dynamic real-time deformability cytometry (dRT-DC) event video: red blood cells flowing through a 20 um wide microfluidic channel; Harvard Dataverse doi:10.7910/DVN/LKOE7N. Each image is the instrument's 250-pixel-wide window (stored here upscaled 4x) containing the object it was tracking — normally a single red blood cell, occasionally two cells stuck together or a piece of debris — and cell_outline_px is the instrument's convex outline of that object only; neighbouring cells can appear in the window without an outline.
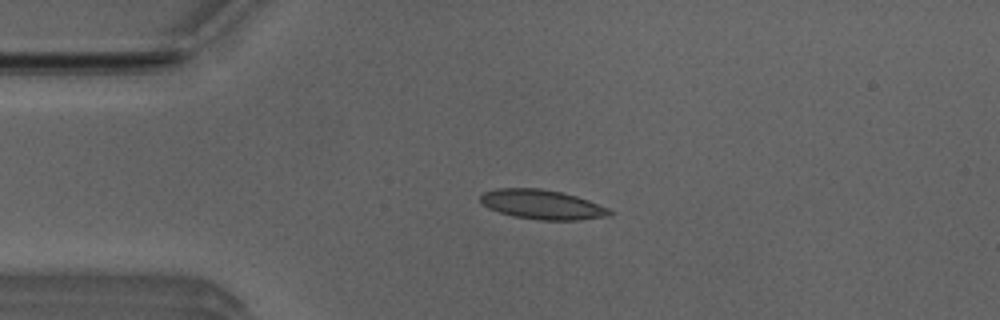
{"species": "Egyptian fruit bat (a non-hibernating species)", "species_latin": "Rousettus aegyptiacus", "temperature_condition": "room temperature", "stored_images_in_passage": 44, "camera_frame_rate_fps": 3000, "um_per_image_px": 0.085, "animal": {"sex": "male"}, "frame": {"image": 1, "passage_image": 4, "time_ms": 1.0, "image_size_px": [1000, 320], "cell_outline_px": [[612, 216], [576, 220], [540, 220], [512, 216], [488, 208], [480, 200], [480, 196], [484, 192], [496, 188], [540, 188], [560, 192], [576, 196], [588, 200], [608, 208], [612, 212]], "centroid_in_image_um": [46.08, 17.38], "position_along_channel_um": 38.9, "area_um2": 22.14}}
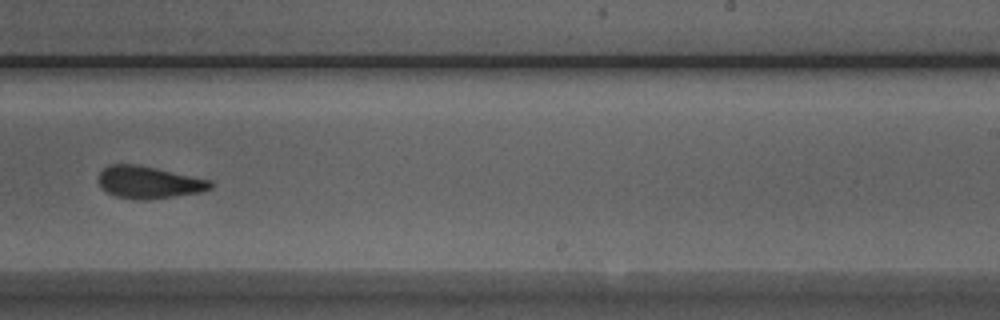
{"frame": {"image": 2, "passage_image": 24, "time_ms": 7.667, "image_size_px": [1000, 320], "cell_outline_px": [[212, 188], [200, 192], [144, 200], [140, 200], [116, 196], [100, 188], [96, 180], [100, 172], [108, 164], [136, 164], [156, 168], [212, 180]], "centroid_in_image_um": [12.6, 15.48], "position_along_channel_um": 276.4, "area_um2": 21.04}}
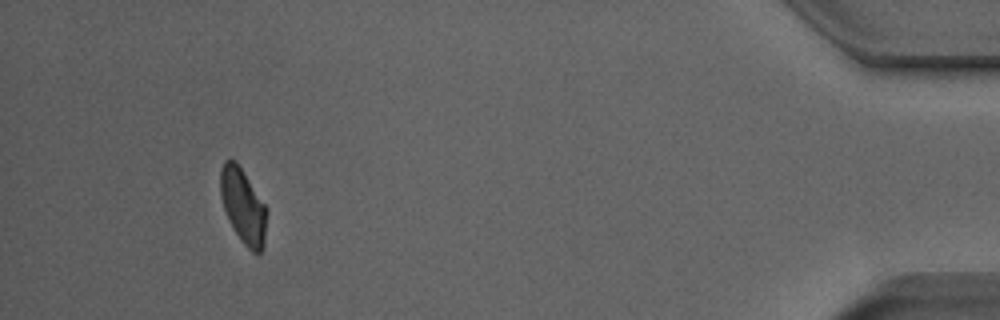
{"frame": {"image": 3, "passage_image": 40, "time_ms": 13.0, "image_size_px": [1000, 320], "cell_outline_px": [[268, 212], [264, 244], [260, 252], [256, 256], [240, 240], [228, 220], [220, 196], [220, 172], [224, 160], [236, 160], [268, 208]], "centroid_in_image_um": [20.68, 17.53], "position_along_channel_um": 414.5, "area_um2": 20.52}, "authors_computed_cell_mechanics": {"area_um2": 21.1837, "velocity_mm_per_s": 3.9615, "shape_relaxation_time_tau1_ms": 5.7483, "shape_relaxation_time_tau2_ms": 2.2934, "deformation_change_tau1": 0.153, "deformation_change_tau2": 0.0893}}